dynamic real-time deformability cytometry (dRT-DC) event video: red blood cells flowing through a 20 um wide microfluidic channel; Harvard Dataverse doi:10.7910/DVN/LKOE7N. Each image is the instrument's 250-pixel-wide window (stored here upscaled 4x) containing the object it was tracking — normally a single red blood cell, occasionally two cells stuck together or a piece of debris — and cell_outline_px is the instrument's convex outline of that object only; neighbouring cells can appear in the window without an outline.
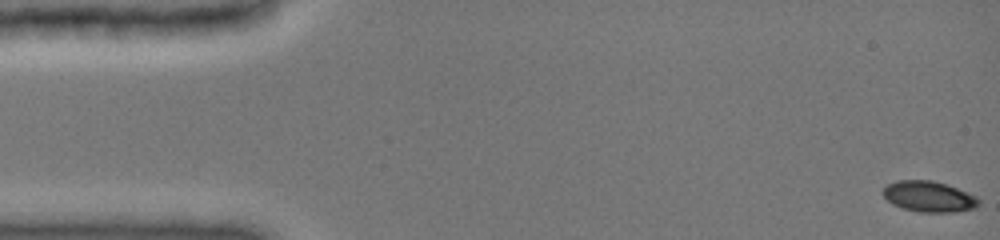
{"species": "common noctule bat (a hibernating species)", "species_latin": "Nyctalus noctula", "temperature_condition": "cold", "stored_images_in_passage": 47, "camera_frame_rate_fps": 3000, "um_per_image_px": 0.085, "animal": {"sex": "female", "body_mass_g": 19.0, "forearm_length_mm": 51.5}, "frame": {"image": 1, "passage_image": 1, "time_ms": 0.0, "image_size_px": [1000, 240], "cell_outline_px": [[980, 204], [976, 208], [952, 212], [920, 212], [904, 208], [892, 204], [880, 192], [888, 184], [896, 180], [932, 180], [948, 184], [976, 196], [980, 200]], "centroid_in_image_um": [78.96, 16.7], "position_along_channel_um": 6.0, "area_um2": 17.28}}
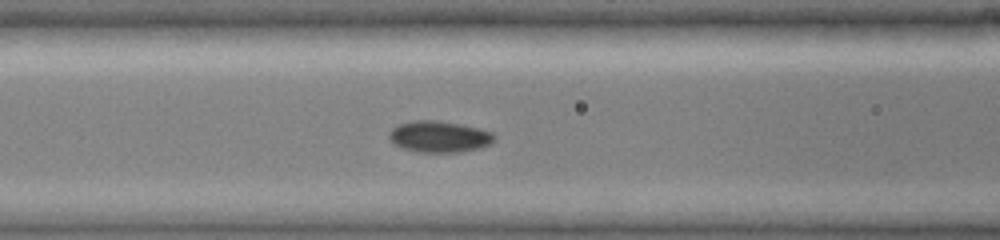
{"frame": {"image": 2, "passage_image": 20, "time_ms": 6.333, "image_size_px": [1000, 240], "cell_outline_px": [[496, 140], [480, 148], [456, 152], [420, 152], [404, 148], [396, 144], [388, 136], [388, 132], [392, 128], [400, 124], [412, 120], [436, 120], [460, 124], [492, 132], [496, 136]], "centroid_in_image_um": [37.34, 11.6], "position_along_channel_um": 129.3, "area_um2": 19.02}}
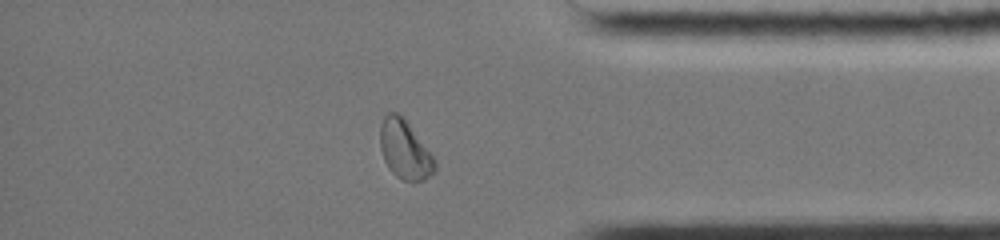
{"frame": {"image": 3, "passage_image": 41, "time_ms": 13.333, "image_size_px": [1000, 240], "cell_outline_px": [[436, 172], [424, 180], [412, 184], [400, 180], [388, 168], [384, 160], [380, 148], [380, 124], [384, 116], [388, 112], [396, 112], [404, 116], [432, 156], [436, 164]], "centroid_in_image_um": [34.4, 12.76], "position_along_channel_um": 400.8, "area_um2": 19.13}, "authors_computed_cell_mechanics": {"area_um2": 18.207, "velocity_mm_per_s": 3.9767, "shape_relaxation_time_tau1_ms": 6.1686, "shape_relaxation_time_tau2_ms": 2.2975, "deformation_change_tau1": 0.1368, "deformation_change_tau2": 0.0369}}